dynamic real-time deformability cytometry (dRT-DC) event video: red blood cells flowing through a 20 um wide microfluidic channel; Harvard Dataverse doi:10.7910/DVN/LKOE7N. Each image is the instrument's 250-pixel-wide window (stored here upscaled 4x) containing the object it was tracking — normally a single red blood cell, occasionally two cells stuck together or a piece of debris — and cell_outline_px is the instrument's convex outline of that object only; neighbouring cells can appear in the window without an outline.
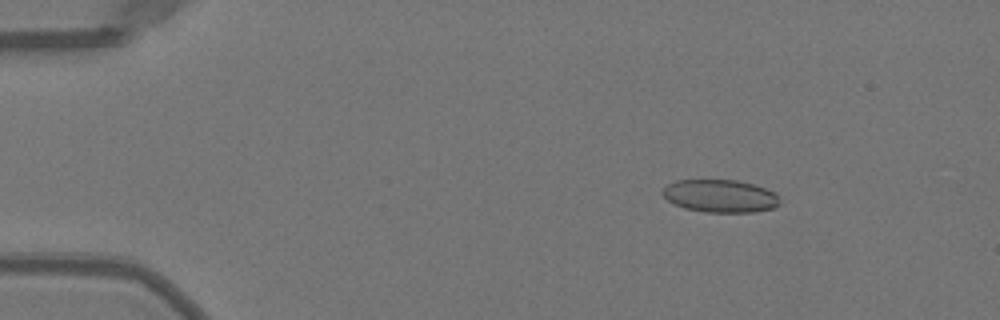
{"species": "Egyptian fruit bat (a non-hibernating species)", "species_latin": "Rousettus aegyptiacus", "temperature_condition": "warm", "stored_images_in_passage": 51, "camera_frame_rate_fps": 3000, "um_per_image_px": 0.085, "animal": {"sex": "female"}, "frame": {"image": 1, "passage_image": 8, "time_ms": 2.333, "image_size_px": [1000, 320], "cell_outline_px": [[780, 204], [776, 208], [752, 212], [704, 212], [684, 208], [668, 200], [660, 192], [668, 184], [676, 180], [736, 180], [752, 184], [776, 192], [780, 196]], "centroid_in_image_um": [61.25, 16.66], "position_along_channel_um": 23.7, "area_um2": 22.48}}
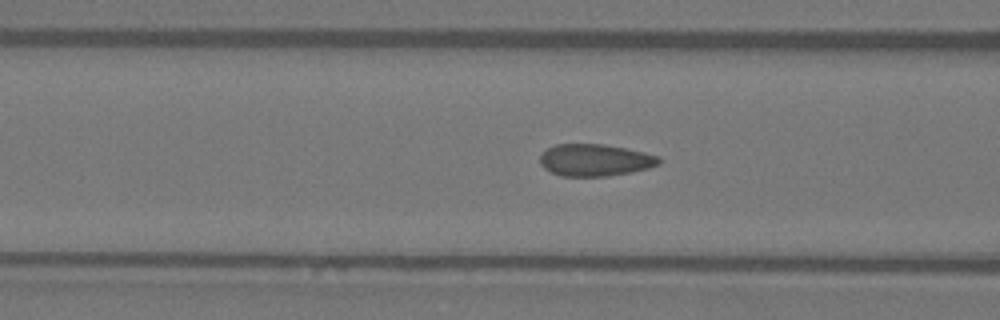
{"frame": {"image": 2, "passage_image": 21, "time_ms": 6.667, "image_size_px": [1000, 320], "cell_outline_px": [[660, 164], [648, 168], [608, 176], [560, 176], [544, 168], [540, 164], [540, 152], [556, 144], [604, 144], [644, 152], [660, 156]], "centroid_in_image_um": [50.55, 13.6], "position_along_channel_um": 116.1, "area_um2": 22.2}}
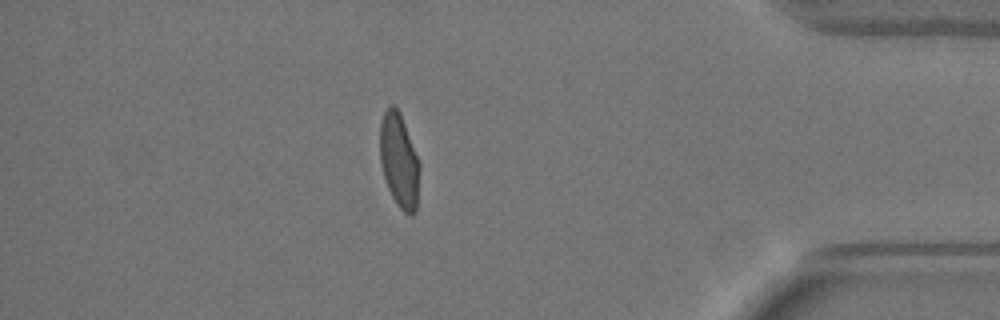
{"frame": {"image": 3, "passage_image": 45, "time_ms": 14.667, "image_size_px": [1000, 320], "cell_outline_px": [[420, 168], [416, 212], [412, 216], [404, 212], [396, 204], [388, 188], [384, 176], [380, 160], [380, 120], [388, 104], [392, 104], [400, 112], [420, 164]], "centroid_in_image_um": [33.92, 13.65], "position_along_channel_um": 401.3, "area_um2": 21.85}, "authors_computed_cell_mechanics": {"area_um2": 22.253, "velocity_mm_per_s": 4.0165, "shape_relaxation_time_tau1_ms": 7.9465, "shape_relaxation_time_tau2_ms": null, "deformation_change_tau1": 0.2215, "deformation_change_tau2": null}}